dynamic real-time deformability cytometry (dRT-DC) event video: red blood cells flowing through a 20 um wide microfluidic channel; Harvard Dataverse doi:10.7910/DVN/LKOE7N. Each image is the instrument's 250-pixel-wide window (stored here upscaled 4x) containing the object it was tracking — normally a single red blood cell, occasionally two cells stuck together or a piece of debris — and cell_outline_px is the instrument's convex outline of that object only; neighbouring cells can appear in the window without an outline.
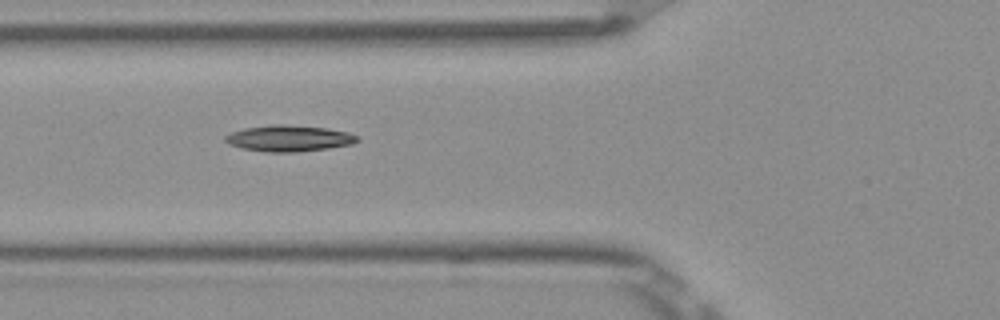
{"species": "Egyptian fruit bat (a non-hibernating species)", "species_latin": "Rousettus aegyptiacus", "temperature_condition": "room temperature", "stored_images_in_passage": 8, "camera_frame_rate_fps": 3000, "um_per_image_px": 0.085, "frame": {"image": 1, "passage_image": 6, "time_ms": 1.667, "image_size_px": [1000, 320], "cell_outline_px": [[360, 140], [352, 144], [328, 148], [296, 152], [268, 152], [244, 148], [228, 144], [224, 140], [224, 136], [232, 132], [244, 128], [272, 124], [284, 124], [328, 128], [348, 132], [360, 136]], "centroid_in_image_um": [24.59, 11.75], "position_along_channel_um": 101.2, "area_um2": 20.23}}
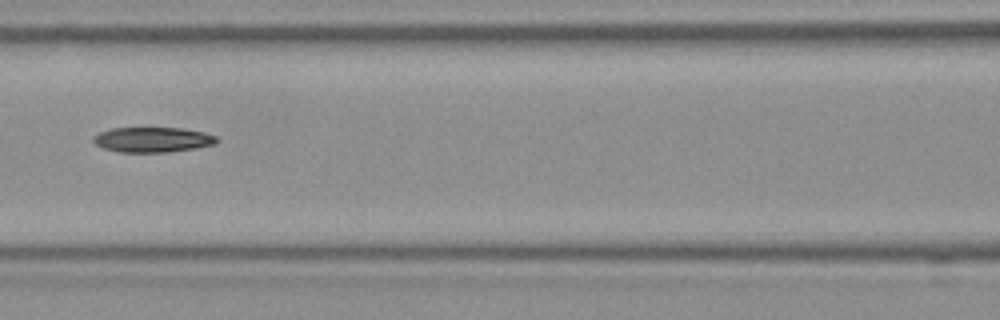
{"frame": {"image": 2, "passage_image": 7, "time_ms": 2.0, "image_size_px": [1000, 320], "cell_outline_px": [[220, 140], [216, 144], [196, 148], [168, 152], [120, 152], [104, 148], [96, 144], [92, 140], [92, 136], [100, 132], [112, 128], [144, 124], [180, 128], [204, 132], [216, 136]], "centroid_in_image_um": [12.96, 11.81], "position_along_channel_um": 153.6, "area_um2": 19.07}}
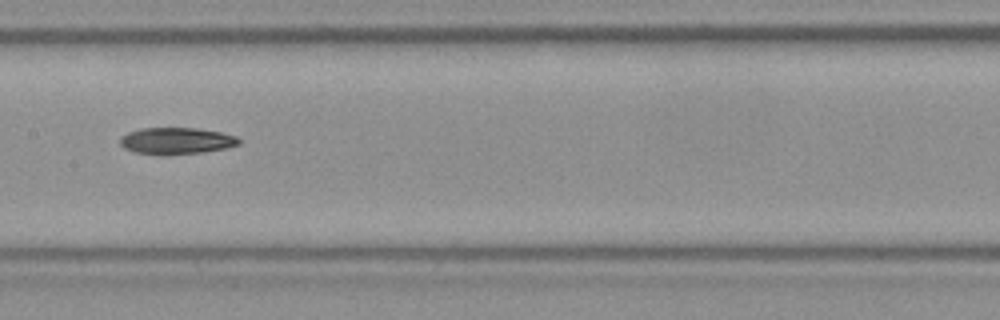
{"frame": {"image": 3, "passage_image": 8, "time_ms": 2.333, "image_size_px": [1000, 320], "cell_outline_px": [[240, 144], [228, 148], [200, 152], [168, 156], [160, 156], [132, 152], [124, 148], [120, 144], [120, 136], [128, 132], [140, 128], [196, 128], [220, 132], [236, 136], [240, 140]], "centroid_in_image_um": [14.95, 11.99], "position_along_channel_um": 192.5, "area_um2": 18.84}}